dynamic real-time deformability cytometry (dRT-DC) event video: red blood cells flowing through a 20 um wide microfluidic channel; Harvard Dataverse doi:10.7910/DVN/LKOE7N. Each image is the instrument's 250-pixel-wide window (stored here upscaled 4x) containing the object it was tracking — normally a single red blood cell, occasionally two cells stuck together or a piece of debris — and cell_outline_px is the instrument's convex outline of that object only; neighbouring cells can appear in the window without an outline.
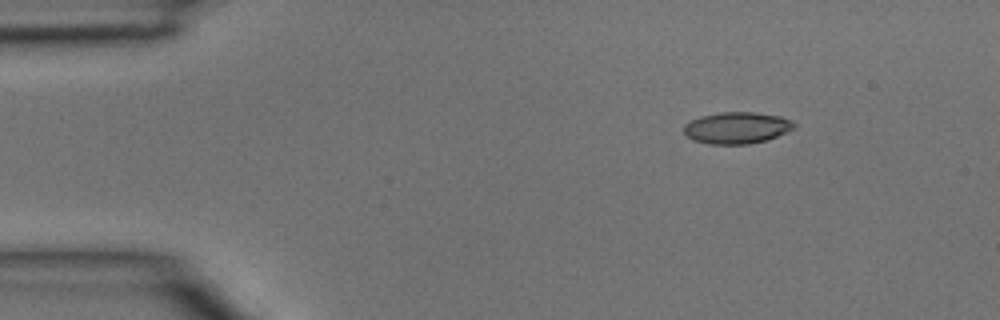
{"species": "common noctule bat (a hibernating species)", "species_latin": "Nyctalus noctula", "temperature_condition": "room temperature", "stored_images_in_passage": 4, "camera_frame_rate_fps": 3000, "um_per_image_px": 0.085, "animal": {"sex": "male", "body_mass_g": 15.6}, "frame": {"image": 1, "passage_image": 1, "time_ms": 0.0, "image_size_px": [1000, 320], "cell_outline_px": [[796, 128], [768, 140], [748, 144], [708, 144], [692, 140], [684, 132], [684, 124], [700, 116], [720, 112], [752, 112], [780, 116], [796, 124]], "centroid_in_image_um": [62.63, 10.87], "position_along_channel_um": 22.4, "area_um2": 20.35}}
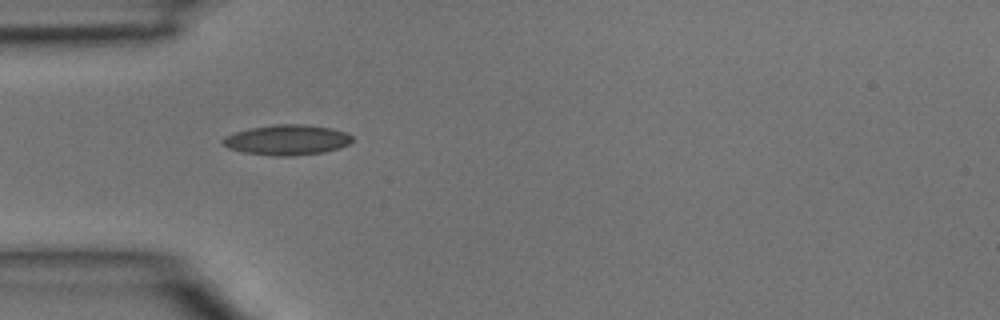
{"frame": {"image": 2, "passage_image": 3, "time_ms": 0.667, "image_size_px": [1000, 320], "cell_outline_px": [[352, 140], [348, 144], [340, 148], [324, 152], [292, 156], [276, 156], [244, 152], [228, 148], [220, 140], [224, 136], [248, 128], [276, 124], [304, 124], [332, 128], [344, 132], [352, 136]], "centroid_in_image_um": [24.38, 11.89], "position_along_channel_um": 60.6, "area_um2": 22.83}}